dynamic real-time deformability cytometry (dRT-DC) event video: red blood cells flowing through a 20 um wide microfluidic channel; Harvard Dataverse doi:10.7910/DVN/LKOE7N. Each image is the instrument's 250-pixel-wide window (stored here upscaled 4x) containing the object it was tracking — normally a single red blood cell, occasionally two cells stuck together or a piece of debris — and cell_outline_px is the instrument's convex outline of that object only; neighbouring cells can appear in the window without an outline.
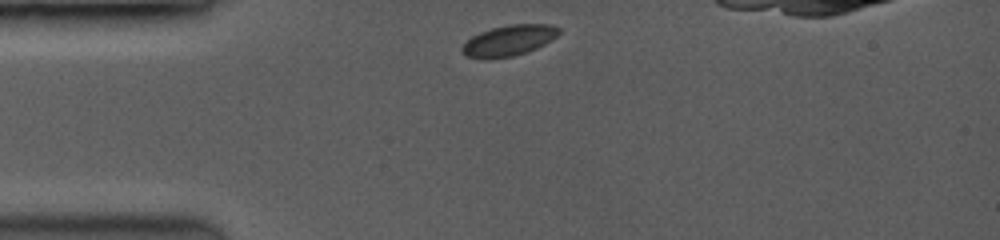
{"species": "common noctule bat (a hibernating species)", "species_latin": "Nyctalus noctula", "temperature_condition": "room temperature", "stored_images_in_passage": 4, "camera_frame_rate_fps": 3500, "um_per_image_px": 0.085, "animal": {"sex": "female", "body_mass_g": 19.0, "forearm_length_mm": 53.3}, "frame": {"image": 1, "passage_image": 1, "time_ms": 0.0, "image_size_px": [1000, 240], "cell_outline_px": [[560, 32], [552, 40], [536, 48], [512, 56], [468, 56], [460, 48], [472, 36], [480, 32], [492, 28], [508, 24], [548, 24], [560, 28]], "centroid_in_image_um": [43.32, 3.38], "position_along_channel_um": 41.7, "area_um2": 16.59}}
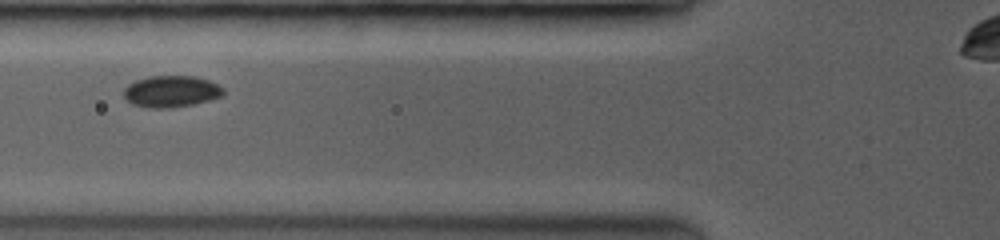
{"frame": {"image": 2, "passage_image": 3, "time_ms": 2.286, "image_size_px": [1000, 240], "cell_outline_px": [[224, 92], [220, 96], [208, 100], [192, 104], [160, 108], [156, 108], [132, 104], [124, 96], [124, 88], [128, 84], [136, 80], [148, 76], [196, 76], [208, 80], [224, 88]], "centroid_in_image_um": [14.54, 7.75], "position_along_channel_um": 111.3, "area_um2": 17.98}}